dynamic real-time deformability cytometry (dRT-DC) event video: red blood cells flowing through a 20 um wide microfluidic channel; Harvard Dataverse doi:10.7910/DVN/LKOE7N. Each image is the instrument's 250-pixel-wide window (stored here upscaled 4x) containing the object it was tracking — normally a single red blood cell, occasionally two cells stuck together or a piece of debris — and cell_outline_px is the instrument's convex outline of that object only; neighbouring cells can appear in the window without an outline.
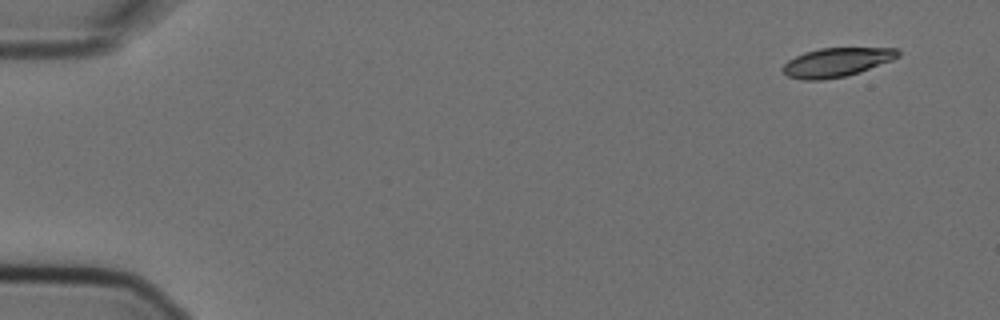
{"species": "Egyptian fruit bat (a non-hibernating species)", "species_latin": "Rousettus aegyptiacus", "temperature_condition": "cold", "stored_images_in_passage": 4, "camera_frame_rate_fps": 3000, "um_per_image_px": 0.085, "animal": {"sex": "female"}, "frame": {"image": 1, "passage_image": 1, "time_ms": 0.0, "image_size_px": [1000, 320], "cell_outline_px": [[900, 56], [892, 60], [860, 72], [844, 76], [824, 80], [804, 80], [788, 76], [780, 68], [788, 60], [804, 52], [820, 48], [896, 48], [900, 52]], "centroid_in_image_um": [71.1, 5.29], "position_along_channel_um": 13.9, "area_um2": 19.42}}